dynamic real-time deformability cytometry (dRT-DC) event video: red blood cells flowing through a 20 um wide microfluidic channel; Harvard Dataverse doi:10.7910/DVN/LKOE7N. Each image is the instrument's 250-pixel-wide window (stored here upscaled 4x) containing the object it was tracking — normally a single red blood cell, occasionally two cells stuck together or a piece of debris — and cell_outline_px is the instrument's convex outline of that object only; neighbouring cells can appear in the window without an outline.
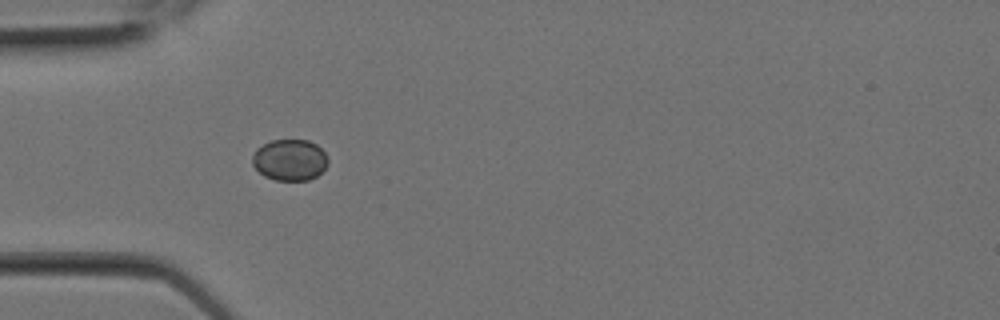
{"species": "Egyptian fruit bat (a non-hibernating species)", "species_latin": "Rousettus aegyptiacus", "temperature_condition": "room temperature", "stored_images_in_passage": 1, "camera_frame_rate_fps": 3000, "um_per_image_px": 0.085, "animal": {"sex": "female"}, "frame": {"image": 1, "passage_image": 1, "time_ms": 0.0, "image_size_px": [1000, 320], "cell_outline_px": [[328, 164], [316, 176], [308, 180], [276, 180], [264, 176], [252, 164], [252, 156], [256, 148], [272, 140], [308, 140], [316, 144], [324, 152], [328, 160]], "centroid_in_image_um": [24.62, 13.59], "position_along_channel_um": 60.4, "area_um2": 18.09}}